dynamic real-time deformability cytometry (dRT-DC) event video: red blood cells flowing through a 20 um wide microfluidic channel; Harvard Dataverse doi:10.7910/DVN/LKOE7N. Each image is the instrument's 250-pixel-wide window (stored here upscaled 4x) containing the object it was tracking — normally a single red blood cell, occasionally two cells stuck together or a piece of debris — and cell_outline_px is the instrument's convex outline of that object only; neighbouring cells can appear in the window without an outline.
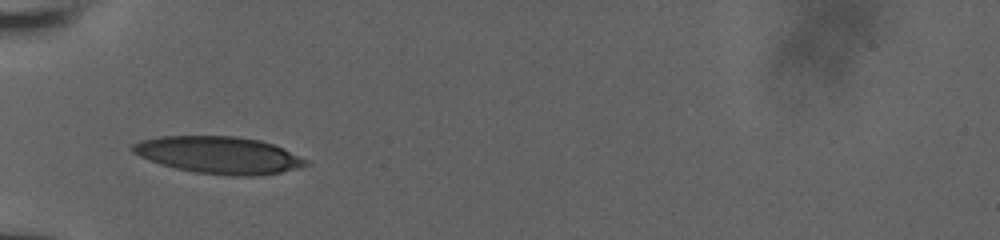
{"species": "human", "species_latin": "Homo sapiens", "temperature_condition": "room temperature", "stored_images_in_passage": 45, "camera_frame_rate_fps": 3000, "um_per_image_px": 0.085, "donor": {"sex": "male"}, "frame": {"image": 1, "passage_image": 1, "time_ms": 0.0, "image_size_px": [1000, 240], "cell_outline_px": [[312, 164], [300, 168], [280, 172], [256, 176], [232, 176], [196, 172], [176, 168], [160, 164], [140, 156], [132, 152], [132, 144], [140, 140], [160, 136], [236, 136], [260, 140], [276, 144], [308, 160]], "centroid_in_image_um": [18.65, 13.17], "position_along_channel_um": 66.3, "area_um2": 37.69}}
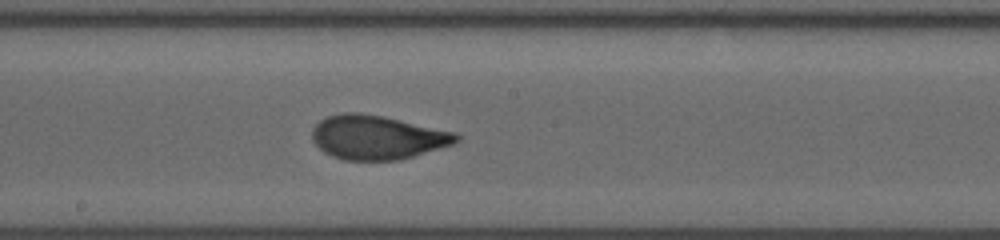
{"frame": {"image": 2, "passage_image": 24, "time_ms": 4.0, "image_size_px": [1000, 240], "cell_outline_px": [[460, 140], [456, 144], [400, 160], [344, 160], [332, 156], [324, 152], [312, 140], [312, 128], [320, 120], [328, 116], [344, 112], [360, 112], [380, 116], [456, 132], [460, 136]], "centroid_in_image_um": [32.08, 11.68], "position_along_channel_um": 216.1, "area_um2": 37.05}}
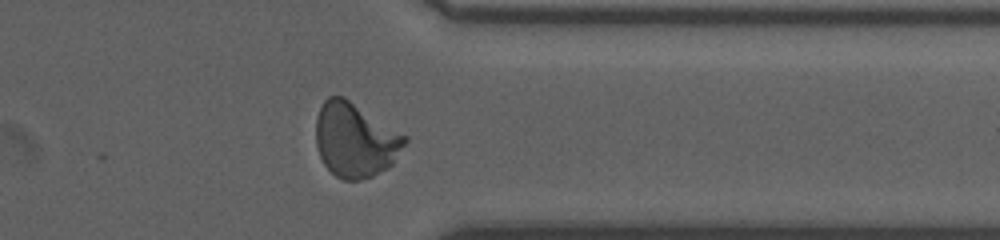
{"frame": {"image": 3, "passage_image": 41, "time_ms": 8.333, "image_size_px": [1000, 240], "cell_outline_px": [[408, 140], [392, 164], [388, 168], [372, 176], [356, 180], [344, 180], [336, 176], [324, 164], [320, 156], [316, 144], [316, 116], [324, 100], [328, 96], [344, 96], [408, 136]], "centroid_in_image_um": [30.2, 11.88], "position_along_channel_um": 381.2, "area_um2": 38.61}, "authors_computed_cell_mechanics": {"area_um2": 36.5296, "velocity_mm_per_s": 3.8658, "shape_relaxation_time_tau1_ms": 4.8681, "shape_relaxation_time_tau2_ms": 0.7177, "deformation_change_tau1": 0.1971, "deformation_change_tau2": 0.0677}}